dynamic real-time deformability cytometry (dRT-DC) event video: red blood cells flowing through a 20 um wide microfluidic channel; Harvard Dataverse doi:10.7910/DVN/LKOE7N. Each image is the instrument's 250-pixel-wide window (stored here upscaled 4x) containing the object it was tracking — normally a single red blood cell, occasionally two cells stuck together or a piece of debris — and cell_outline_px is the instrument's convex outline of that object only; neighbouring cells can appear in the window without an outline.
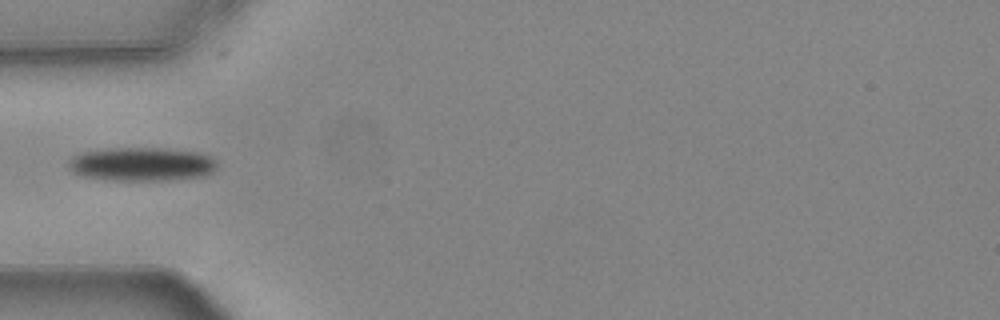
{"species": "common noctule bat (a hibernating species)", "species_latin": "Nyctalus noctula", "temperature_condition": "warm", "stored_images_in_passage": 20, "camera_frame_rate_fps": 3000, "um_per_image_px": 0.085, "animal": {"sex": "female", "body_mass_g": 24.6, "forearm_length_mm": 56.2}, "frame": {"image": 1, "passage_image": 1, "time_ms": 0.0, "image_size_px": [1000, 320], "cell_outline_px": [[220, 164], [212, 172], [204, 176], [168, 180], [112, 180], [80, 176], [72, 172], [68, 168], [68, 160], [72, 156], [80, 152], [108, 148], [164, 148], [196, 152], [208, 156], [216, 160]], "centroid_in_image_um": [12.01, 13.95], "position_along_channel_um": 73.0, "area_um2": 29.48}}
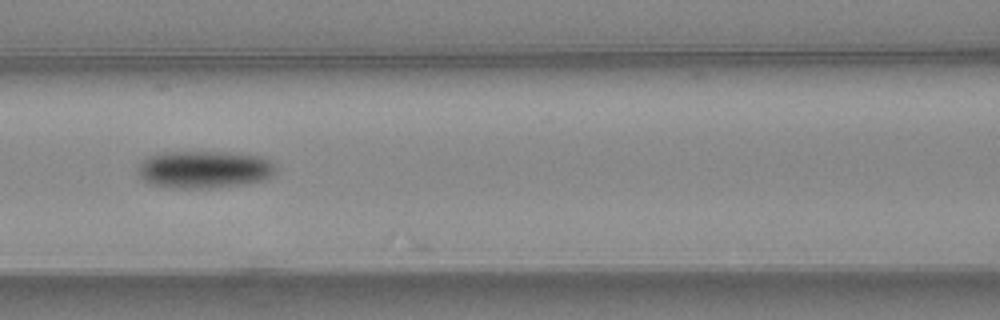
{"frame": {"image": 2, "passage_image": 7, "time_ms": 2.0, "image_size_px": [1000, 320], "cell_outline_px": [[276, 172], [268, 180], [248, 184], [208, 188], [176, 188], [152, 184], [144, 180], [136, 172], [136, 168], [148, 156], [160, 152], [228, 152], [264, 156], [276, 164]], "centroid_in_image_um": [17.43, 14.4], "position_along_channel_um": 149.2, "area_um2": 30.63}}
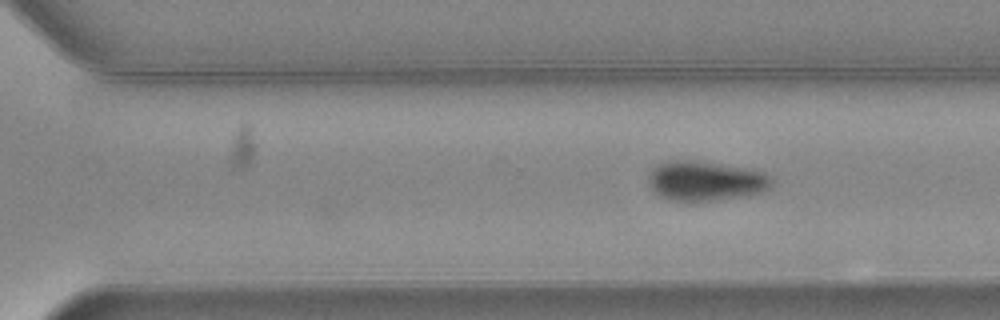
{"frame": {"image": 3, "passage_image": 20, "time_ms": 6.333, "image_size_px": [1000, 320], "cell_outline_px": [[772, 184], [764, 192], [740, 196], [712, 200], [668, 200], [660, 196], [648, 184], [648, 172], [656, 164], [668, 160], [688, 160], [752, 168], [764, 172], [772, 176]], "centroid_in_image_um": [59.96, 15.35], "position_along_channel_um": 310.6, "area_um2": 28.55}}